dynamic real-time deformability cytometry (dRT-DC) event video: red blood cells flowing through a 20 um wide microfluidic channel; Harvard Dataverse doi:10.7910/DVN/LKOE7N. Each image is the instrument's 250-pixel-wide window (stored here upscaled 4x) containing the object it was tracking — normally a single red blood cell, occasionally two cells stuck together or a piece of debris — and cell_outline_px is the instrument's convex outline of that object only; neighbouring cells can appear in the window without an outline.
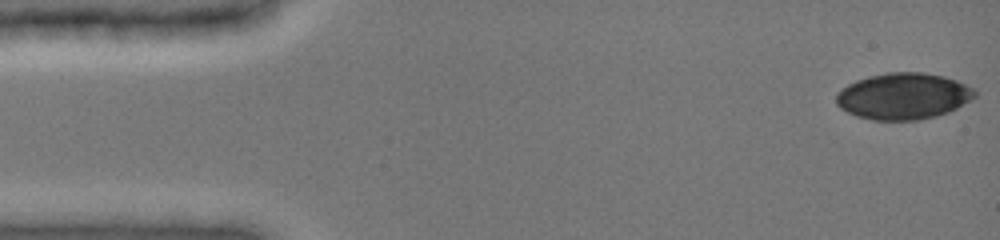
{"species": "common noctule bat (a hibernating species)", "species_latin": "Nyctalus noctula", "temperature_condition": "cold", "stored_images_in_passage": 35, "camera_frame_rate_fps": 3000, "um_per_image_px": 0.085, "animal": {"sex": "female", "body_mass_g": 19.0, "forearm_length_mm": 51.5}, "frame": {"image": 1, "passage_image": 1, "time_ms": 0.0, "image_size_px": [1000, 240], "cell_outline_px": [[976, 96], [956, 108], [948, 112], [936, 116], [920, 120], [872, 120], [856, 116], [840, 108], [836, 104], [836, 92], [848, 84], [856, 80], [868, 76], [888, 72], [924, 72], [944, 76], [956, 80], [976, 88]], "centroid_in_image_um": [76.78, 8.17], "position_along_channel_um": 8.2, "area_um2": 37.74}}